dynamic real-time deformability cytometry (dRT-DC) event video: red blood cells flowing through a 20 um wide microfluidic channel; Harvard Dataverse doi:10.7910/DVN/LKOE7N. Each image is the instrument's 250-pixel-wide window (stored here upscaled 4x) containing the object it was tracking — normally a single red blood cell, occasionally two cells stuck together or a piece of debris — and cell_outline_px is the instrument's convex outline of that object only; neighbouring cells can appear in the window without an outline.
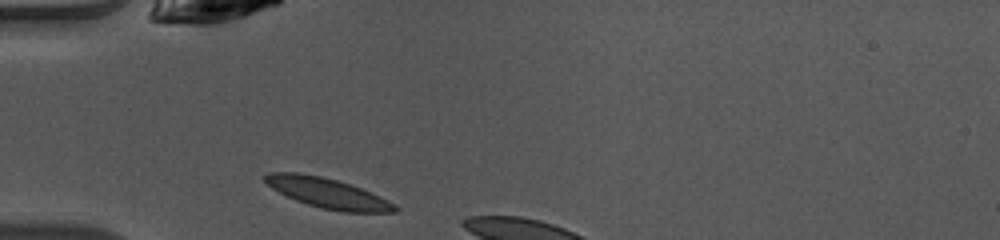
{"species": "common noctule bat (a hibernating species)", "species_latin": "Nyctalus noctula", "temperature_condition": "warm", "stored_images_in_passage": 4, "camera_frame_rate_fps": 3000, "um_per_image_px": 0.085, "animal": {"sex": "female", "body_mass_g": 10.0, "forearm_length_mm": 53.1}, "frame": {"image": 1, "passage_image": 1, "time_ms": 0.0, "image_size_px": [1000, 240], "cell_outline_px": [[400, 208], [396, 212], [344, 212], [320, 208], [296, 200], [272, 188], [264, 180], [264, 176], [268, 172], [296, 172], [320, 176], [336, 180], [360, 188], [380, 196], [396, 204]], "centroid_in_image_um": [27.88, 16.42], "position_along_channel_um": 57.1, "area_um2": 22.48}}